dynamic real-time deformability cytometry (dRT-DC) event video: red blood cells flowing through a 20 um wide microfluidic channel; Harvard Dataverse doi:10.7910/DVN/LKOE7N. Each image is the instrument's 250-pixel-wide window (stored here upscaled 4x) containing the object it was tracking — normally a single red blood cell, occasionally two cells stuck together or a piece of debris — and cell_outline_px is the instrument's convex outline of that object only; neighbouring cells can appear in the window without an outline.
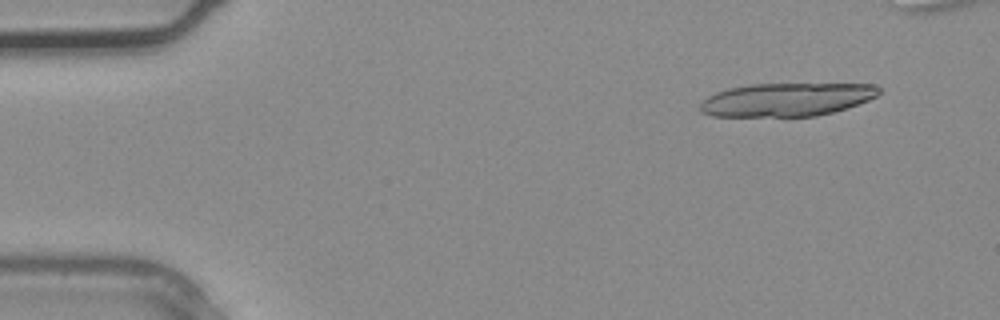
{"species": "common noctule bat (a hibernating species)", "species_latin": "Nyctalus noctula", "temperature_condition": "warm", "stored_images_in_passage": 4, "camera_frame_rate_fps": 3000, "um_per_image_px": 0.085, "animal": {"sex": "male", "body_mass_g": 20.4}, "frame": {"image": 1, "passage_image": 1, "time_ms": 0.0, "image_size_px": [1000, 320], "cell_outline_px": [[880, 92], [876, 96], [868, 100], [832, 112], [816, 116], [712, 116], [700, 112], [700, 104], [708, 96], [716, 92], [728, 88], [752, 84], [872, 84], [880, 88]], "centroid_in_image_um": [66.83, 8.46], "position_along_channel_um": 18.2, "area_um2": 34.45}}